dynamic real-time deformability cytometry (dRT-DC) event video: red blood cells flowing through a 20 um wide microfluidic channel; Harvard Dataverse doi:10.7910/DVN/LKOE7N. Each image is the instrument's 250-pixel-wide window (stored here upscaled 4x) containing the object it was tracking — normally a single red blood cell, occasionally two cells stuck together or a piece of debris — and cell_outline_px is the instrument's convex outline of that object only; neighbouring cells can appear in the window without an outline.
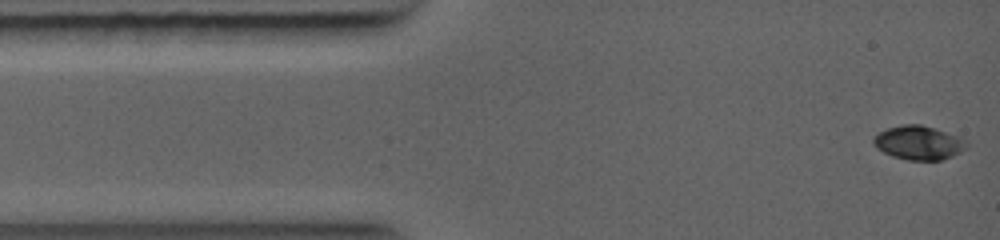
{"species": "common noctule bat (a hibernating species)", "species_latin": "Nyctalus noctula", "temperature_condition": "warm", "stored_images_in_passage": 7, "camera_frame_rate_fps": 5000, "um_per_image_px": 0.085, "animal": {"sex": "female", "body_mass_g": 19.0, "forearm_length_mm": 56.7}, "frame": {"image": 1, "passage_image": 1, "time_ms": 0.0, "image_size_px": [1000, 240], "cell_outline_px": [[968, 148], [944, 160], [908, 160], [892, 156], [876, 148], [872, 140], [880, 132], [888, 128], [904, 124], [920, 124], [944, 132], [968, 144]], "centroid_in_image_um": [78.04, 12.15], "position_along_channel_um": 7.0, "area_um2": 17.92}}
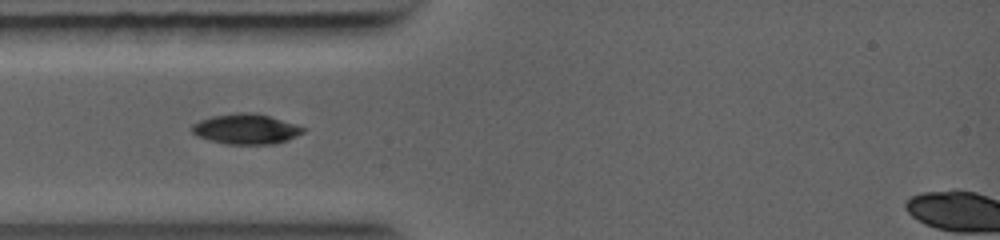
{"frame": {"image": 2, "passage_image": 5, "time_ms": 2.6, "image_size_px": [1000, 240], "cell_outline_px": [[308, 128], [304, 132], [288, 140], [272, 144], [228, 144], [208, 140], [196, 136], [192, 132], [192, 124], [200, 120], [212, 116], [240, 112], [252, 112], [268, 116], [296, 124]], "centroid_in_image_um": [20.91, 10.97], "position_along_channel_um": 64.1, "area_um2": 19.59}}
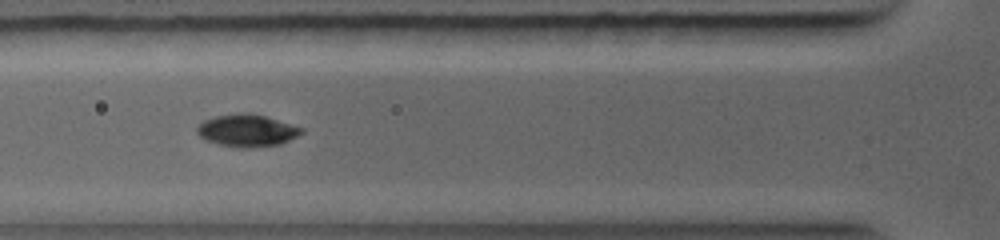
{"frame": {"image": 3, "passage_image": 6, "time_ms": 3.4, "image_size_px": [1000, 240], "cell_outline_px": [[304, 132], [280, 144], [248, 148], [236, 148], [216, 144], [204, 140], [196, 132], [196, 128], [204, 120], [216, 116], [236, 112], [248, 112], [264, 116], [304, 128]], "centroid_in_image_um": [20.95, 11.1], "position_along_channel_um": 104.8, "area_um2": 19.77}}